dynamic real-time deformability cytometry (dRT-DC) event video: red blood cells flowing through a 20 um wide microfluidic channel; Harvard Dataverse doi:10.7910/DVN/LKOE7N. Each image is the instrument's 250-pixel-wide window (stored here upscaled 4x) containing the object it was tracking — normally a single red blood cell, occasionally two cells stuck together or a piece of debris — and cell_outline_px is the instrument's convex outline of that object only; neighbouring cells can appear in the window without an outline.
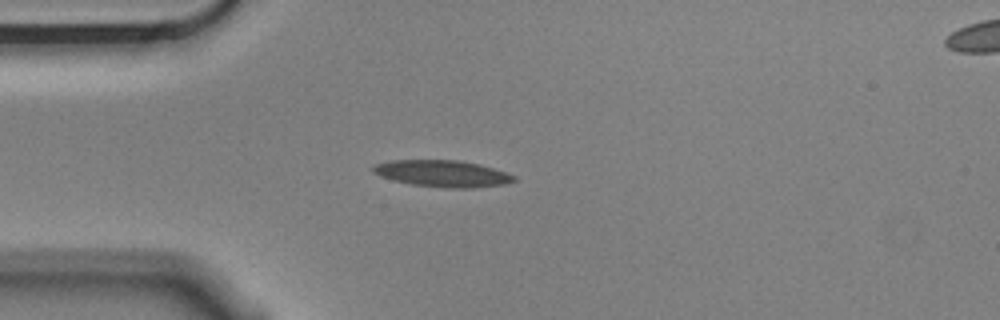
{"species": "Egyptian fruit bat (a non-hibernating species)", "species_latin": "Rousettus aegyptiacus", "temperature_condition": "cold", "stored_images_in_passage": 12, "camera_frame_rate_fps": 3000, "um_per_image_px": 0.085, "animal": {"sex": "male"}, "frame": {"image": 1, "passage_image": 4, "time_ms": 1.0, "image_size_px": [1000, 320], "cell_outline_px": [[516, 180], [504, 184], [472, 188], [448, 188], [412, 184], [396, 180], [372, 172], [372, 168], [376, 164], [392, 160], [460, 160], [480, 164], [516, 176]], "centroid_in_image_um": [37.65, 14.74], "position_along_channel_um": 47.3, "area_um2": 21.56}}
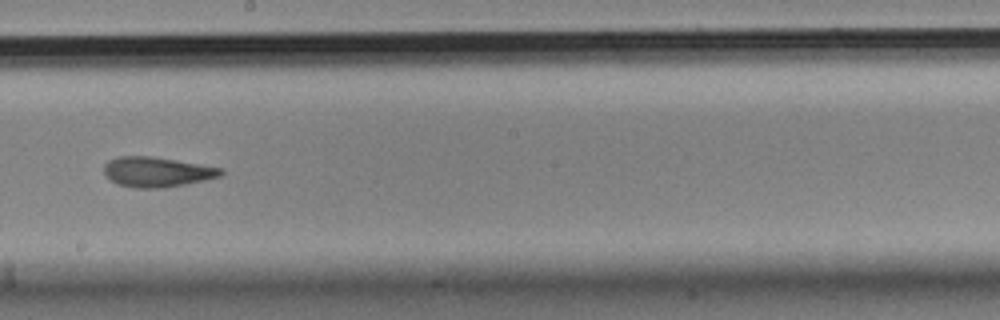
{"frame": {"image": 2, "passage_image": 9, "time_ms": 2.667, "image_size_px": [1000, 320], "cell_outline_px": [[224, 172], [220, 176], [204, 180], [164, 188], [132, 188], [116, 184], [104, 176], [104, 164], [108, 160], [120, 156], [148, 156], [224, 168]], "centroid_in_image_um": [13.29, 14.62], "position_along_channel_um": 234.9, "area_um2": 20.46}}
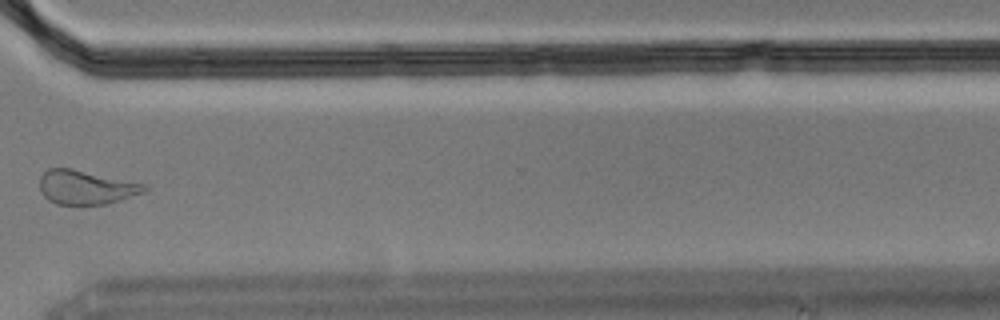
{"frame": {"image": 3, "passage_image": 12, "time_ms": 3.667, "image_size_px": [1000, 320], "cell_outline_px": [[148, 188], [144, 192], [120, 200], [104, 204], [56, 204], [48, 200], [40, 192], [40, 176], [48, 168], [72, 168], [148, 184]], "centroid_in_image_um": [7.31, 15.91], "position_along_channel_um": 363.3, "area_um2": 20.87}}